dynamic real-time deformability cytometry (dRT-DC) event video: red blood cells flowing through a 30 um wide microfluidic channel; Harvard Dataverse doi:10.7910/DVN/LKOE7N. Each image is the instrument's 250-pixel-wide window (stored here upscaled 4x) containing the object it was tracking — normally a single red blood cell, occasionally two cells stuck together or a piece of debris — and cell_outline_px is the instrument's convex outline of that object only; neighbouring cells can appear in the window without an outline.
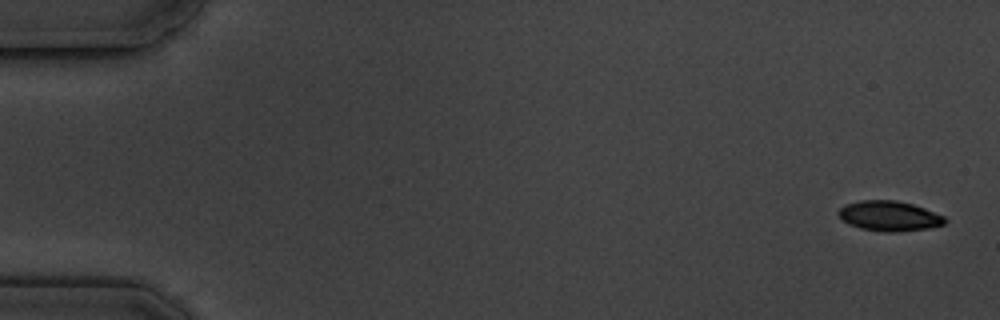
{"species": "common noctule bat (a hibernating species)", "species_latin": "Nyctalus noctula", "temperature_condition": "cold", "stored_images_in_passage": 7, "camera_frame_rate_fps": 3000, "um_per_image_px": 0.085, "animal": {"sex": "male", "body_mass_g": 19.5, "forearm_length_mm": 54.6}, "frame": {"image": 1, "passage_image": 1, "time_ms": 0.0, "image_size_px": [1000, 320], "cell_outline_px": [[948, 220], [944, 224], [928, 228], [896, 232], [884, 232], [860, 228], [848, 224], [836, 212], [844, 204], [860, 200], [896, 200], [912, 204], [924, 208], [944, 216]], "centroid_in_image_um": [75.57, 18.35], "position_along_channel_um": 9.4, "area_um2": 18.67}}
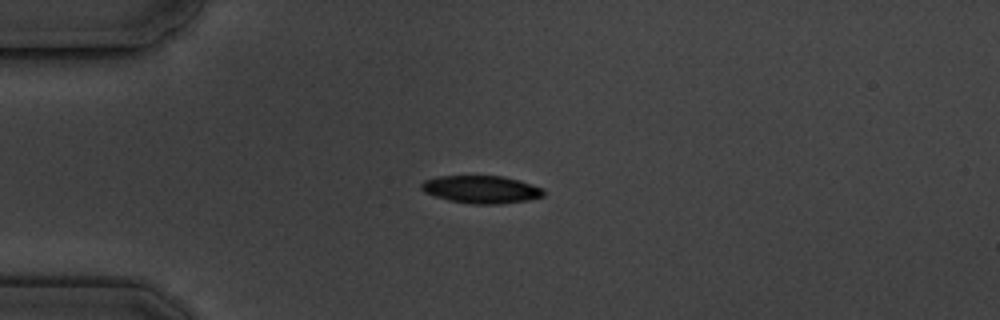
{"frame": {"image": 2, "passage_image": 4, "time_ms": 4.333, "image_size_px": [1000, 320], "cell_outline_px": [[544, 196], [528, 200], [500, 204], [472, 204], [448, 200], [424, 192], [420, 188], [420, 184], [424, 180], [440, 176], [504, 176], [520, 180], [544, 188]], "centroid_in_image_um": [40.93, 16.1], "position_along_channel_um": 44.1, "area_um2": 19.83}}